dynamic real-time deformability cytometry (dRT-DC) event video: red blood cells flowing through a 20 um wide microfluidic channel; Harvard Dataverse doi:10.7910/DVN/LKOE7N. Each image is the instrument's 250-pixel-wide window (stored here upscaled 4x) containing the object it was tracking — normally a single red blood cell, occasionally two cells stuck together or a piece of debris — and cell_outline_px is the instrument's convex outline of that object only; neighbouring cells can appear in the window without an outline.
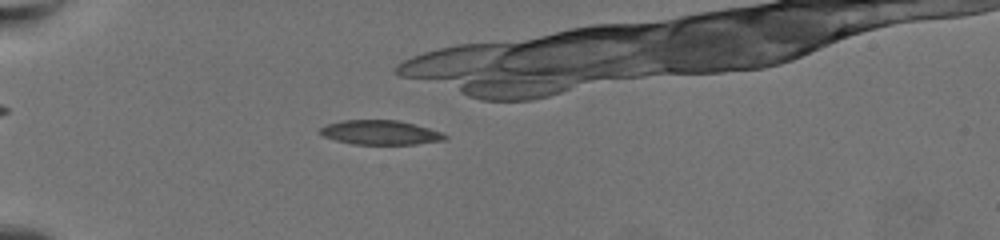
{"species": "common noctule bat (a hibernating species)", "species_latin": "Nyctalus noctula", "temperature_condition": "warm", "stored_images_in_passage": 55, "camera_frame_rate_fps": 3000, "um_per_image_px": 0.085, "animal": {"sex": "female", "body_mass_g": 19.5, "forearm_length_mm": 54.1}, "frame": {"image": 1, "passage_image": 23, "time_ms": 7.333, "image_size_px": [1000, 240], "cell_outline_px": [[448, 136], [444, 140], [416, 144], [352, 144], [336, 140], [324, 136], [320, 132], [320, 128], [328, 124], [344, 120], [396, 120], [428, 128], [440, 132]], "centroid_in_image_um": [32.32, 11.27], "position_along_channel_um": 52.7, "area_um2": 17.4}}
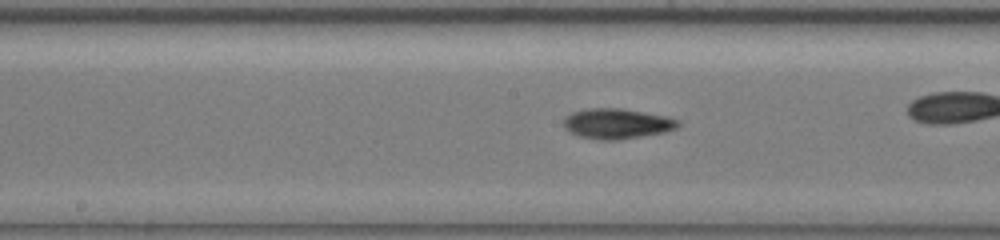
{"frame": {"image": 2, "passage_image": 38, "time_ms": 12.333, "image_size_px": [1000, 240], "cell_outline_px": [[680, 124], [676, 128], [664, 132], [620, 140], [600, 140], [580, 136], [564, 128], [564, 120], [572, 112], [588, 108], [620, 108], [664, 116], [680, 120]], "centroid_in_image_um": [52.45, 10.51], "position_along_channel_um": 195.8, "area_um2": 19.94}}
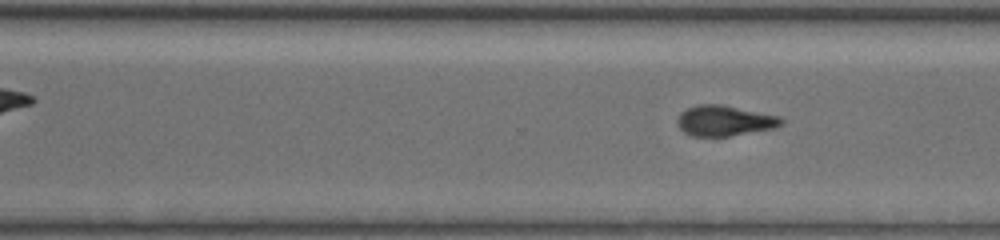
{"frame": {"image": 3, "passage_image": 48, "time_ms": 15.667, "image_size_px": [1000, 240], "cell_outline_px": [[784, 124], [772, 128], [728, 136], [692, 136], [684, 132], [680, 128], [676, 120], [680, 112], [696, 104], [720, 104], [780, 116], [784, 120]], "centroid_in_image_um": [61.56, 10.25], "position_along_channel_um": 309.0, "area_um2": 18.38}}